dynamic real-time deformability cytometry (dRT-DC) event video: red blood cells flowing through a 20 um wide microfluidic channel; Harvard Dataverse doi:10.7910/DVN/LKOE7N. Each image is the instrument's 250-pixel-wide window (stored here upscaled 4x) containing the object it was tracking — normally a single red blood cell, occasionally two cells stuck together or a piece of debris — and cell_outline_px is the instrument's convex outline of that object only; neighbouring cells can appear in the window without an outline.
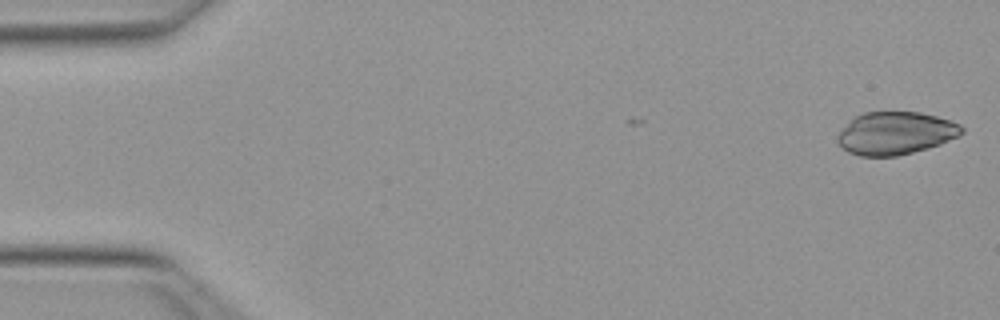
{"species": "Egyptian fruit bat (a non-hibernating species)", "species_latin": "Rousettus aegyptiacus", "temperature_condition": "warm", "stored_images_in_passage": 5, "camera_frame_rate_fps": 3000, "um_per_image_px": 0.085, "animal": {"sex": "female"}, "frame": {"image": 1, "passage_image": 1, "time_ms": 0.0, "image_size_px": [1000, 320], "cell_outline_px": [[964, 132], [940, 144], [928, 148], [896, 156], [860, 156], [848, 152], [836, 140], [836, 136], [856, 116], [864, 112], [920, 112], [936, 116], [960, 124], [964, 128]], "centroid_in_image_um": [76.12, 11.32], "position_along_channel_um": 8.9, "area_um2": 30.58}}